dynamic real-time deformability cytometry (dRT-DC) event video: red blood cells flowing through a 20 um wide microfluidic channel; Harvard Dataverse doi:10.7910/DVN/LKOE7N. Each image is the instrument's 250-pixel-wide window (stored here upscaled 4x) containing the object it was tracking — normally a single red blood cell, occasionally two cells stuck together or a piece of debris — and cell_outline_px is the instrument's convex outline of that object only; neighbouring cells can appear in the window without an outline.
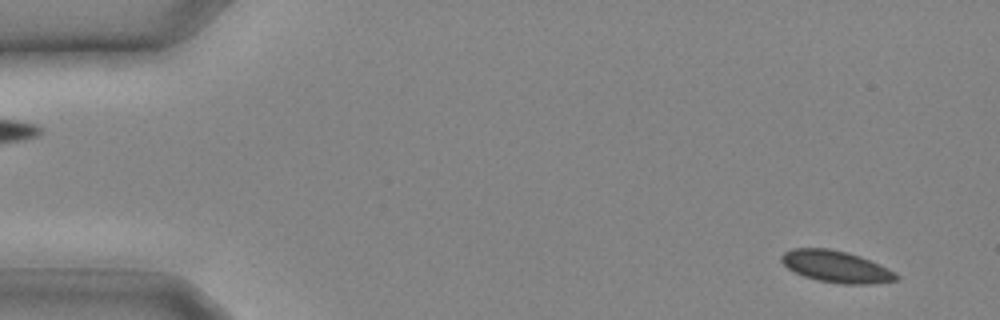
{"species": "common noctule bat (a hibernating species)", "species_latin": "Nyctalus noctula", "temperature_condition": "cold", "stored_images_in_passage": 10, "camera_frame_rate_fps": 3000, "um_per_image_px": 0.085, "animal": {"sex": "male", "body_mass_g": 20.4}, "frame": {"image": 1, "passage_image": 1, "time_ms": 0.0, "image_size_px": [1000, 320], "cell_outline_px": [[900, 280], [868, 284], [844, 284], [820, 280], [804, 276], [788, 268], [780, 260], [780, 256], [784, 252], [792, 248], [828, 248], [848, 252], [860, 256], [888, 268], [896, 272], [900, 276]], "centroid_in_image_um": [71.1, 22.65], "position_along_channel_um": 13.9, "area_um2": 21.21}}
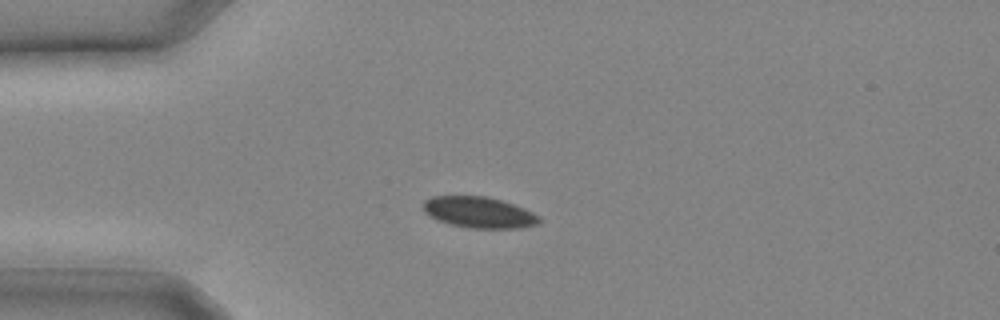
{"frame": {"image": 2, "passage_image": 6, "time_ms": 1.667, "image_size_px": [1000, 320], "cell_outline_px": [[540, 224], [516, 228], [468, 228], [452, 224], [428, 216], [424, 212], [424, 200], [432, 196], [484, 196], [500, 200], [524, 208], [540, 216]], "centroid_in_image_um": [40.72, 18.05], "position_along_channel_um": 44.3, "area_um2": 20.87}}